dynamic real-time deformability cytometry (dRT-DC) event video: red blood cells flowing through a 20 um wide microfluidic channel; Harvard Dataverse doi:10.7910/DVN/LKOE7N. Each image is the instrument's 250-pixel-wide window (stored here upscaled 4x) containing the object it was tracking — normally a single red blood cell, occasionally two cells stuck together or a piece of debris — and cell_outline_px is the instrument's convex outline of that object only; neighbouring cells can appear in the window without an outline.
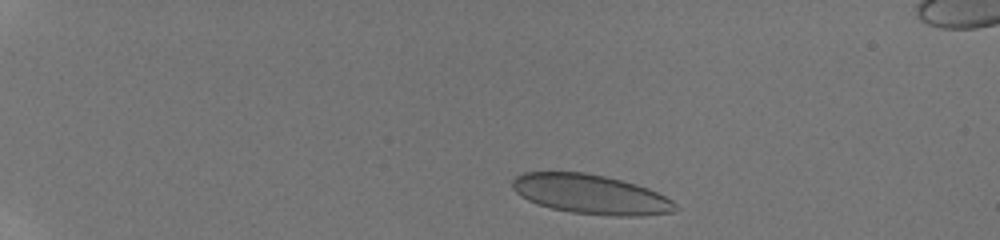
{"species": "human", "species_latin": "Homo sapiens", "temperature_condition": "room temperature", "stored_images_in_passage": 31, "camera_frame_rate_fps": 3000, "um_per_image_px": 0.085, "donor": {"sex": "male"}, "frame": {"image": 1, "passage_image": 2, "time_ms": 0.333, "image_size_px": [1000, 240], "cell_outline_px": [[680, 208], [672, 212], [644, 216], [612, 216], [572, 212], [552, 208], [536, 204], [520, 196], [512, 188], [512, 180], [516, 176], [524, 172], [584, 172], [604, 176], [636, 184], [648, 188], [672, 200]], "centroid_in_image_um": [50.21, 16.52], "position_along_channel_um": 34.8, "area_um2": 37.51}}
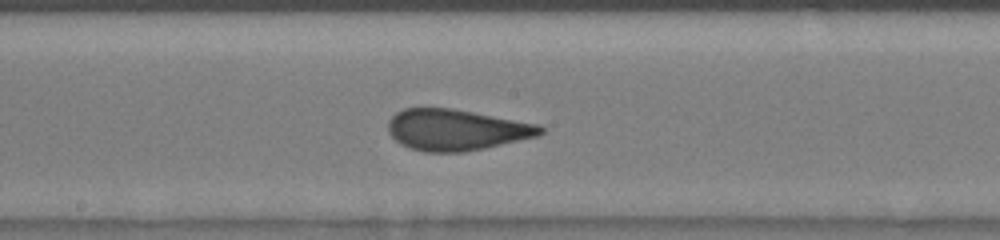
{"frame": {"image": 2, "passage_image": 16, "time_ms": 7.0, "image_size_px": [1000, 240], "cell_outline_px": [[544, 132], [540, 136], [484, 148], [464, 152], [424, 152], [400, 144], [388, 132], [388, 120], [396, 112], [404, 108], [452, 108], [540, 124], [544, 128]], "centroid_in_image_um": [38.8, 11.03], "position_along_channel_um": 209.4, "area_um2": 36.65}}
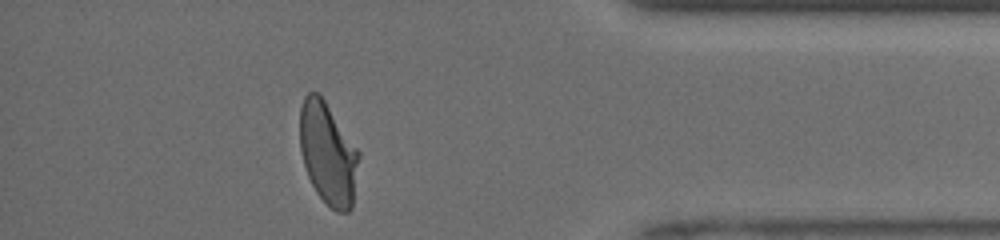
{"frame": {"image": 3, "passage_image": 28, "time_ms": 12.333, "image_size_px": [1000, 240], "cell_outline_px": [[360, 156], [352, 208], [348, 212], [336, 212], [316, 192], [308, 176], [304, 164], [300, 148], [300, 108], [304, 96], [308, 92], [316, 92], [324, 100], [360, 152]], "centroid_in_image_um": [27.88, 13.06], "position_along_channel_um": 407.3, "area_um2": 34.91}}